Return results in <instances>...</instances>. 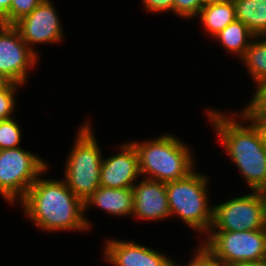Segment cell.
<instances>
[{
  "label": "cell",
  "instance_id": "cell-1",
  "mask_svg": "<svg viewBox=\"0 0 266 266\" xmlns=\"http://www.w3.org/2000/svg\"><path fill=\"white\" fill-rule=\"evenodd\" d=\"M204 108L217 143L238 169L247 184L246 189L261 191L266 188V143L259 125L240 111L226 113L211 106Z\"/></svg>",
  "mask_w": 266,
  "mask_h": 266
},
{
  "label": "cell",
  "instance_id": "cell-2",
  "mask_svg": "<svg viewBox=\"0 0 266 266\" xmlns=\"http://www.w3.org/2000/svg\"><path fill=\"white\" fill-rule=\"evenodd\" d=\"M49 168L37 178L16 205L22 208L28 221L44 233L89 232L84 217V202L73 194L63 178L42 177L48 173Z\"/></svg>",
  "mask_w": 266,
  "mask_h": 266
},
{
  "label": "cell",
  "instance_id": "cell-3",
  "mask_svg": "<svg viewBox=\"0 0 266 266\" xmlns=\"http://www.w3.org/2000/svg\"><path fill=\"white\" fill-rule=\"evenodd\" d=\"M159 135L149 140H129L138 154L141 177L168 183L186 178L198 169L197 156L188 143L173 133Z\"/></svg>",
  "mask_w": 266,
  "mask_h": 266
},
{
  "label": "cell",
  "instance_id": "cell-4",
  "mask_svg": "<svg viewBox=\"0 0 266 266\" xmlns=\"http://www.w3.org/2000/svg\"><path fill=\"white\" fill-rule=\"evenodd\" d=\"M209 173L196 169L186 178L165 183L171 218H179L202 239L210 230L213 205L210 204ZM209 201V202H208Z\"/></svg>",
  "mask_w": 266,
  "mask_h": 266
},
{
  "label": "cell",
  "instance_id": "cell-5",
  "mask_svg": "<svg viewBox=\"0 0 266 266\" xmlns=\"http://www.w3.org/2000/svg\"><path fill=\"white\" fill-rule=\"evenodd\" d=\"M91 118L79 125L73 145L66 155L62 178L75 196L83 202L100 186L103 152Z\"/></svg>",
  "mask_w": 266,
  "mask_h": 266
},
{
  "label": "cell",
  "instance_id": "cell-6",
  "mask_svg": "<svg viewBox=\"0 0 266 266\" xmlns=\"http://www.w3.org/2000/svg\"><path fill=\"white\" fill-rule=\"evenodd\" d=\"M27 148L0 150V197L12 206L19 203L32 184L50 166Z\"/></svg>",
  "mask_w": 266,
  "mask_h": 266
},
{
  "label": "cell",
  "instance_id": "cell-7",
  "mask_svg": "<svg viewBox=\"0 0 266 266\" xmlns=\"http://www.w3.org/2000/svg\"><path fill=\"white\" fill-rule=\"evenodd\" d=\"M199 242L223 266L266 259V228L248 231H209Z\"/></svg>",
  "mask_w": 266,
  "mask_h": 266
},
{
  "label": "cell",
  "instance_id": "cell-8",
  "mask_svg": "<svg viewBox=\"0 0 266 266\" xmlns=\"http://www.w3.org/2000/svg\"><path fill=\"white\" fill-rule=\"evenodd\" d=\"M266 228L265 202L260 191L225 199L213 205L209 231H248Z\"/></svg>",
  "mask_w": 266,
  "mask_h": 266
},
{
  "label": "cell",
  "instance_id": "cell-9",
  "mask_svg": "<svg viewBox=\"0 0 266 266\" xmlns=\"http://www.w3.org/2000/svg\"><path fill=\"white\" fill-rule=\"evenodd\" d=\"M40 57L22 40L14 25L0 23V72L11 82L25 87ZM34 69V70H33Z\"/></svg>",
  "mask_w": 266,
  "mask_h": 266
},
{
  "label": "cell",
  "instance_id": "cell-10",
  "mask_svg": "<svg viewBox=\"0 0 266 266\" xmlns=\"http://www.w3.org/2000/svg\"><path fill=\"white\" fill-rule=\"evenodd\" d=\"M53 0H43L30 14L22 17L14 26L22 40L36 53L39 45L61 44L65 40L64 28ZM38 46H36V45Z\"/></svg>",
  "mask_w": 266,
  "mask_h": 266
},
{
  "label": "cell",
  "instance_id": "cell-11",
  "mask_svg": "<svg viewBox=\"0 0 266 266\" xmlns=\"http://www.w3.org/2000/svg\"><path fill=\"white\" fill-rule=\"evenodd\" d=\"M102 259L111 266H174V258L134 239L103 240ZM168 255V256H167Z\"/></svg>",
  "mask_w": 266,
  "mask_h": 266
},
{
  "label": "cell",
  "instance_id": "cell-12",
  "mask_svg": "<svg viewBox=\"0 0 266 266\" xmlns=\"http://www.w3.org/2000/svg\"><path fill=\"white\" fill-rule=\"evenodd\" d=\"M115 149V154L103 157L100 186L114 189L132 188L141 178L137 151L134 145L126 140L115 145Z\"/></svg>",
  "mask_w": 266,
  "mask_h": 266
},
{
  "label": "cell",
  "instance_id": "cell-13",
  "mask_svg": "<svg viewBox=\"0 0 266 266\" xmlns=\"http://www.w3.org/2000/svg\"><path fill=\"white\" fill-rule=\"evenodd\" d=\"M141 178L132 187L134 193L132 218L142 222L152 221V223L170 219L166 184L157 180Z\"/></svg>",
  "mask_w": 266,
  "mask_h": 266
},
{
  "label": "cell",
  "instance_id": "cell-14",
  "mask_svg": "<svg viewBox=\"0 0 266 266\" xmlns=\"http://www.w3.org/2000/svg\"><path fill=\"white\" fill-rule=\"evenodd\" d=\"M133 188H106L99 186L84 201V217L87 226L91 230L94 224L90 221L87 212L94 206L109 216L120 218L132 217L134 211ZM89 218V219H88Z\"/></svg>",
  "mask_w": 266,
  "mask_h": 266
},
{
  "label": "cell",
  "instance_id": "cell-15",
  "mask_svg": "<svg viewBox=\"0 0 266 266\" xmlns=\"http://www.w3.org/2000/svg\"><path fill=\"white\" fill-rule=\"evenodd\" d=\"M196 18L200 19L204 34L212 39L236 20L235 5L232 0L206 4Z\"/></svg>",
  "mask_w": 266,
  "mask_h": 266
},
{
  "label": "cell",
  "instance_id": "cell-16",
  "mask_svg": "<svg viewBox=\"0 0 266 266\" xmlns=\"http://www.w3.org/2000/svg\"><path fill=\"white\" fill-rule=\"evenodd\" d=\"M255 37L243 22L236 19L215 35L211 41L214 40L213 42L220 44L225 52L240 59Z\"/></svg>",
  "mask_w": 266,
  "mask_h": 266
},
{
  "label": "cell",
  "instance_id": "cell-17",
  "mask_svg": "<svg viewBox=\"0 0 266 266\" xmlns=\"http://www.w3.org/2000/svg\"><path fill=\"white\" fill-rule=\"evenodd\" d=\"M236 19L243 22L256 37L266 36V0H232Z\"/></svg>",
  "mask_w": 266,
  "mask_h": 266
},
{
  "label": "cell",
  "instance_id": "cell-18",
  "mask_svg": "<svg viewBox=\"0 0 266 266\" xmlns=\"http://www.w3.org/2000/svg\"><path fill=\"white\" fill-rule=\"evenodd\" d=\"M239 60L253 85L266 81V36L255 37Z\"/></svg>",
  "mask_w": 266,
  "mask_h": 266
},
{
  "label": "cell",
  "instance_id": "cell-19",
  "mask_svg": "<svg viewBox=\"0 0 266 266\" xmlns=\"http://www.w3.org/2000/svg\"><path fill=\"white\" fill-rule=\"evenodd\" d=\"M254 92L240 112L252 122L266 121V81L253 85Z\"/></svg>",
  "mask_w": 266,
  "mask_h": 266
},
{
  "label": "cell",
  "instance_id": "cell-20",
  "mask_svg": "<svg viewBox=\"0 0 266 266\" xmlns=\"http://www.w3.org/2000/svg\"><path fill=\"white\" fill-rule=\"evenodd\" d=\"M16 118L0 120V150L22 147V124Z\"/></svg>",
  "mask_w": 266,
  "mask_h": 266
},
{
  "label": "cell",
  "instance_id": "cell-21",
  "mask_svg": "<svg viewBox=\"0 0 266 266\" xmlns=\"http://www.w3.org/2000/svg\"><path fill=\"white\" fill-rule=\"evenodd\" d=\"M22 86L11 82L4 89H0V120L10 119L16 115L14 113L16 112V107H18L16 94L20 93L19 89H22Z\"/></svg>",
  "mask_w": 266,
  "mask_h": 266
},
{
  "label": "cell",
  "instance_id": "cell-22",
  "mask_svg": "<svg viewBox=\"0 0 266 266\" xmlns=\"http://www.w3.org/2000/svg\"><path fill=\"white\" fill-rule=\"evenodd\" d=\"M43 0H12L9 12L0 20L1 24L14 25L30 14Z\"/></svg>",
  "mask_w": 266,
  "mask_h": 266
},
{
  "label": "cell",
  "instance_id": "cell-23",
  "mask_svg": "<svg viewBox=\"0 0 266 266\" xmlns=\"http://www.w3.org/2000/svg\"><path fill=\"white\" fill-rule=\"evenodd\" d=\"M204 6L203 0H174L173 15L187 21L195 20Z\"/></svg>",
  "mask_w": 266,
  "mask_h": 266
},
{
  "label": "cell",
  "instance_id": "cell-24",
  "mask_svg": "<svg viewBox=\"0 0 266 266\" xmlns=\"http://www.w3.org/2000/svg\"><path fill=\"white\" fill-rule=\"evenodd\" d=\"M192 250L190 260L182 265L174 259V266H223L200 242Z\"/></svg>",
  "mask_w": 266,
  "mask_h": 266
},
{
  "label": "cell",
  "instance_id": "cell-25",
  "mask_svg": "<svg viewBox=\"0 0 266 266\" xmlns=\"http://www.w3.org/2000/svg\"><path fill=\"white\" fill-rule=\"evenodd\" d=\"M173 1L174 0H141L143 10L152 13H172L173 14Z\"/></svg>",
  "mask_w": 266,
  "mask_h": 266
},
{
  "label": "cell",
  "instance_id": "cell-26",
  "mask_svg": "<svg viewBox=\"0 0 266 266\" xmlns=\"http://www.w3.org/2000/svg\"><path fill=\"white\" fill-rule=\"evenodd\" d=\"M229 266H266V259H262V260H259V261L236 262V263L231 264Z\"/></svg>",
  "mask_w": 266,
  "mask_h": 266
},
{
  "label": "cell",
  "instance_id": "cell-27",
  "mask_svg": "<svg viewBox=\"0 0 266 266\" xmlns=\"http://www.w3.org/2000/svg\"><path fill=\"white\" fill-rule=\"evenodd\" d=\"M12 0H0V20L9 12Z\"/></svg>",
  "mask_w": 266,
  "mask_h": 266
},
{
  "label": "cell",
  "instance_id": "cell-28",
  "mask_svg": "<svg viewBox=\"0 0 266 266\" xmlns=\"http://www.w3.org/2000/svg\"><path fill=\"white\" fill-rule=\"evenodd\" d=\"M11 81L0 72V89L7 87Z\"/></svg>",
  "mask_w": 266,
  "mask_h": 266
},
{
  "label": "cell",
  "instance_id": "cell-29",
  "mask_svg": "<svg viewBox=\"0 0 266 266\" xmlns=\"http://www.w3.org/2000/svg\"><path fill=\"white\" fill-rule=\"evenodd\" d=\"M254 123L258 124L259 127L261 128L263 135H264L265 143H266V121L265 122H254Z\"/></svg>",
  "mask_w": 266,
  "mask_h": 266
},
{
  "label": "cell",
  "instance_id": "cell-30",
  "mask_svg": "<svg viewBox=\"0 0 266 266\" xmlns=\"http://www.w3.org/2000/svg\"><path fill=\"white\" fill-rule=\"evenodd\" d=\"M225 1H228V0H203L204 5L211 4V3L225 2Z\"/></svg>",
  "mask_w": 266,
  "mask_h": 266
},
{
  "label": "cell",
  "instance_id": "cell-31",
  "mask_svg": "<svg viewBox=\"0 0 266 266\" xmlns=\"http://www.w3.org/2000/svg\"><path fill=\"white\" fill-rule=\"evenodd\" d=\"M261 194L263 196L264 202H265V216H266V188L262 189Z\"/></svg>",
  "mask_w": 266,
  "mask_h": 266
}]
</instances>
